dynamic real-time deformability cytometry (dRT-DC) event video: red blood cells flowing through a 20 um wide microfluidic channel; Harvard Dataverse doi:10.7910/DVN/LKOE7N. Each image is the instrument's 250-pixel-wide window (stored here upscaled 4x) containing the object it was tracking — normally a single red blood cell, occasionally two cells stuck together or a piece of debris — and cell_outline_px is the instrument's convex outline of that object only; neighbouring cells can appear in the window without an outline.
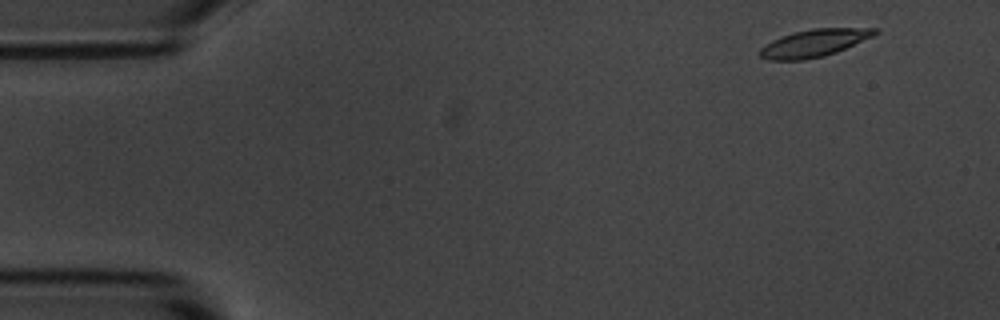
{"species": "common noctule bat (a hibernating species)", "species_latin": "Nyctalus noctula", "temperature_condition": "room temperature", "stored_images_in_passage": 53, "camera_frame_rate_fps": 3000, "um_per_image_px": 0.085, "animal": {"sex": "male", "body_mass_g": 20.1, "forearm_length_mm": 53.5}, "frame": {"image": 1, "passage_image": 3, "time_ms": 0.667, "image_size_px": [1000, 320], "cell_outline_px": [[880, 32], [872, 36], [836, 52], [824, 56], [804, 60], [768, 60], [760, 56], [756, 52], [764, 44], [780, 36], [792, 32], [812, 28], [880, 28]], "centroid_in_image_um": [69.14, 3.65], "position_along_channel_um": 15.9, "area_um2": 18.55}}
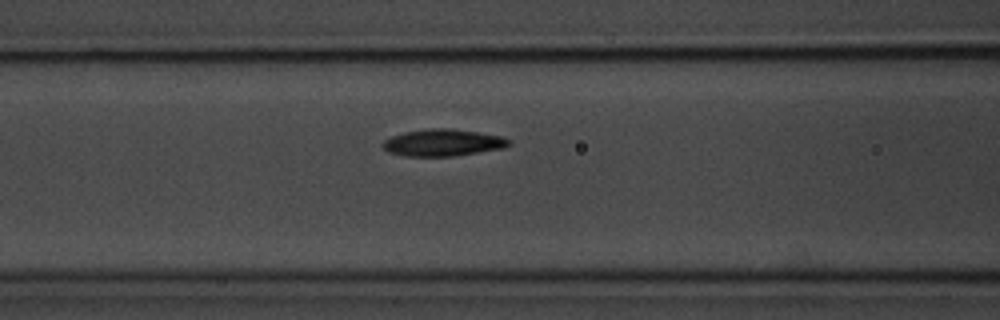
{"frame": {"image": 2, "passage_image": 21, "time_ms": 6.667, "image_size_px": [1000, 320], "cell_outline_px": [[512, 144], [504, 148], [456, 156], [404, 156], [388, 152], [380, 144], [384, 140], [392, 136], [404, 132], [428, 128], [448, 128], [476, 132], [500, 136], [512, 140]], "centroid_in_image_um": [37.64, 12.13], "position_along_channel_um": 129.0, "area_um2": 19.88}}
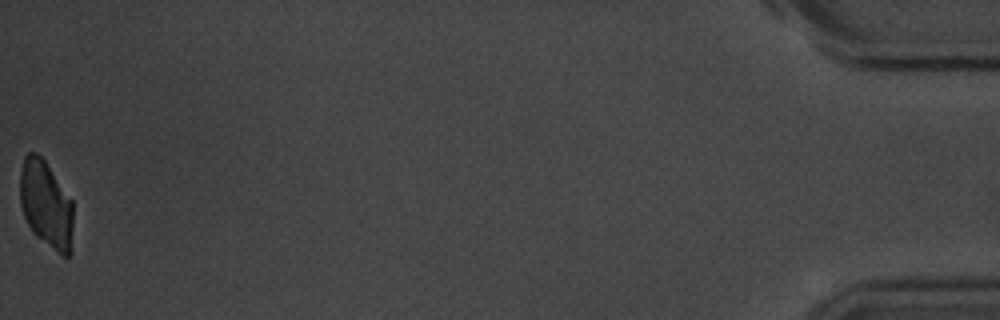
{"frame": {"image": 3, "passage_image": 53, "time_ms": 17.333, "image_size_px": [1000, 320], "cell_outline_px": [[72, 252], [68, 256], [64, 256], [36, 236], [32, 232], [24, 216], [20, 204], [20, 172], [24, 156], [28, 152], [36, 152], [44, 160], [72, 200]], "centroid_in_image_um": [3.9, 17.36], "position_along_channel_um": 431.3, "area_um2": 26.88}, "authors_computed_cell_mechanics": {"area_um2": 19.652, "velocity_mm_per_s": 3.5737, "shape_relaxation_time_tau1_ms": 2.2758, "shape_relaxation_time_tau2_ms": 4.5614, "deformation_change_tau1": 0.1307, "deformation_change_tau2": 0.0661}}